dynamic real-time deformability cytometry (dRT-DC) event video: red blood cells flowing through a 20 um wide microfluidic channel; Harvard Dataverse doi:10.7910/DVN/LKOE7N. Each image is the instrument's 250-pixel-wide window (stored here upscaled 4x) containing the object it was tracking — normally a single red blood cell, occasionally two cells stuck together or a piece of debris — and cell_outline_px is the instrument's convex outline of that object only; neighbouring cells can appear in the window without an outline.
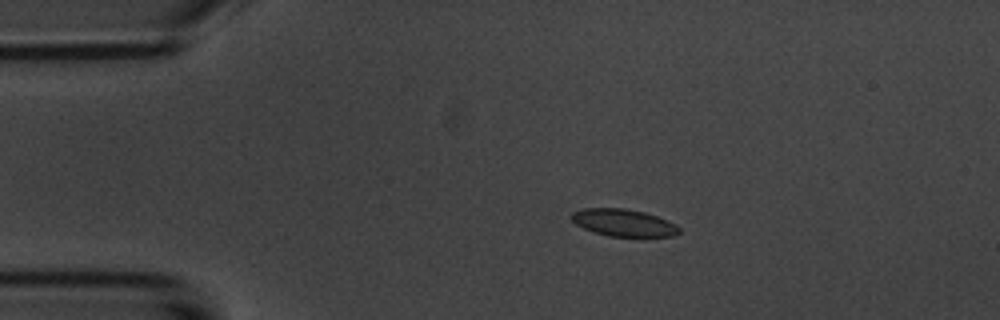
{"species": "common noctule bat (a hibernating species)", "species_latin": "Nyctalus noctula", "temperature_condition": "room temperature", "stored_images_in_passage": 4, "camera_frame_rate_fps": 3000, "um_per_image_px": 0.085, "animal": {"sex": "male", "body_mass_g": 20.1, "forearm_length_mm": 53.5}, "frame": {"image": 1, "passage_image": 2, "time_ms": 1.333, "image_size_px": [1000, 320], "cell_outline_px": [[680, 232], [672, 236], [608, 236], [584, 228], [576, 224], [572, 220], [572, 212], [584, 208], [624, 208], [644, 212], [668, 220], [676, 224], [680, 228]], "centroid_in_image_um": [53.02, 18.92], "position_along_channel_um": 32.0, "area_um2": 16.88}}